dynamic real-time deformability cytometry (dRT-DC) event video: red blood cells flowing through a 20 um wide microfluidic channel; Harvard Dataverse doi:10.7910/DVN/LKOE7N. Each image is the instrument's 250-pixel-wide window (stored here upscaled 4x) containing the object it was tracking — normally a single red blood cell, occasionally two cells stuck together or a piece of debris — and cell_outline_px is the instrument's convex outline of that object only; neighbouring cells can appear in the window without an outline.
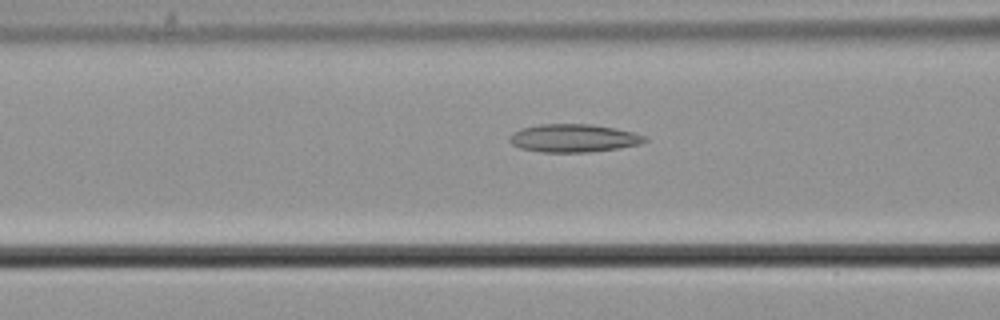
{"species": "common noctule bat (a hibernating species)", "species_latin": "Nyctalus noctula", "temperature_condition": "cold", "stored_images_in_passage": 50, "camera_frame_rate_fps": 3000, "um_per_image_px": 0.085, "animal": {"sex": "male", "body_mass_g": 21.5, "forearm_length_mm": 52.0}, "frame": {"image": 1, "passage_image": 17, "time_ms": 5.333, "image_size_px": [1000, 320], "cell_outline_px": [[648, 140], [640, 144], [616, 148], [588, 152], [540, 152], [520, 148], [512, 144], [508, 140], [508, 136], [512, 132], [520, 128], [540, 124], [592, 124], [616, 128], [648, 136]], "centroid_in_image_um": [48.72, 11.73], "position_along_channel_um": 117.9, "area_um2": 22.25}}
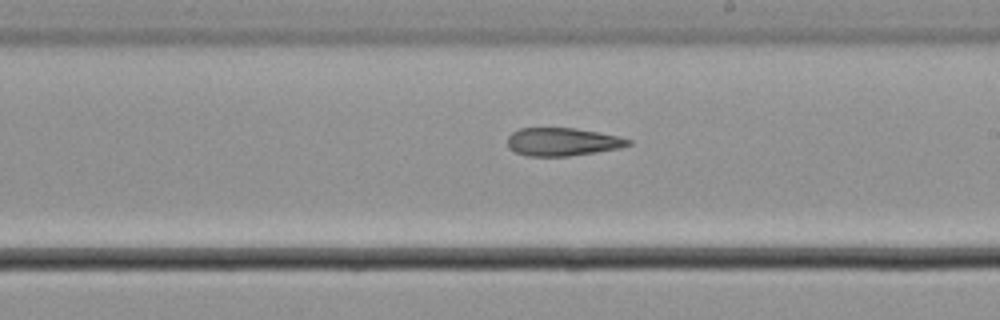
{"frame": {"image": 2, "passage_image": 27, "time_ms": 8.667, "image_size_px": [1000, 320], "cell_outline_px": [[632, 144], [620, 148], [568, 156], [528, 156], [516, 152], [508, 148], [508, 136], [512, 132], [520, 128], [576, 128], [616, 136], [632, 140]], "centroid_in_image_um": [47.79, 12.05], "position_along_channel_um": 241.2, "area_um2": 19.59}}
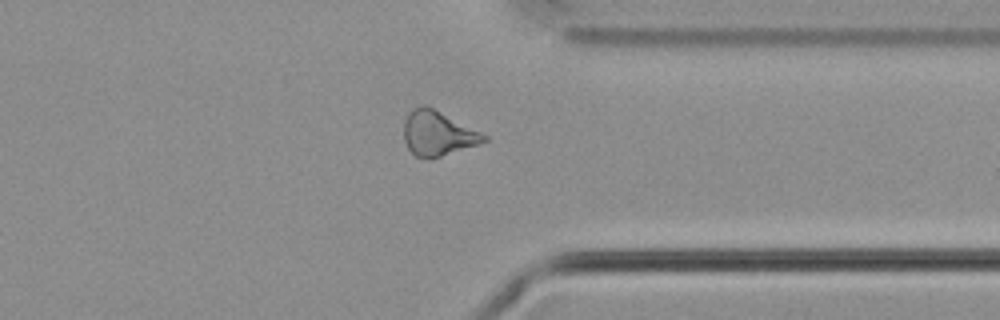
{"frame": {"image": 3, "passage_image": 38, "time_ms": 12.333, "image_size_px": [1000, 320], "cell_outline_px": [[488, 140], [480, 144], [432, 160], [416, 156], [408, 148], [404, 140], [404, 120], [408, 112], [412, 108], [420, 104], [424, 104], [488, 136]], "centroid_in_image_um": [37.19, 11.36], "position_along_channel_um": 374.2, "area_um2": 20.98}}